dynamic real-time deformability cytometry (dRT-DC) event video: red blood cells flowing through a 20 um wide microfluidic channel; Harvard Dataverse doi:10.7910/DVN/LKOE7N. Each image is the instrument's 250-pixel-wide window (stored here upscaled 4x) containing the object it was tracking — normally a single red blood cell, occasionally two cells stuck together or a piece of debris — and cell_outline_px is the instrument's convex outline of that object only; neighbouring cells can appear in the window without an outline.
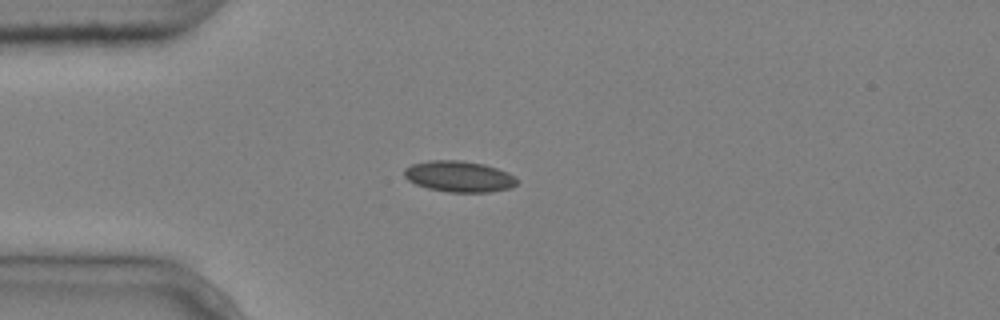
{"species": "common noctule bat (a hibernating species)", "species_latin": "Nyctalus noctula", "temperature_condition": "cold", "stored_images_in_passage": 3, "camera_frame_rate_fps": 3000, "um_per_image_px": 0.085, "animal": {"sex": "male", "body_mass_g": 20.4}, "frame": {"image": 1, "passage_image": 3, "time_ms": 0.667, "image_size_px": [1000, 320], "cell_outline_px": [[516, 184], [512, 188], [488, 192], [448, 192], [428, 188], [416, 184], [408, 180], [404, 176], [404, 168], [412, 164], [428, 160], [460, 160], [484, 164], [508, 172], [516, 176]], "centroid_in_image_um": [39.02, 14.99], "position_along_channel_um": 46.0, "area_um2": 20.46}}